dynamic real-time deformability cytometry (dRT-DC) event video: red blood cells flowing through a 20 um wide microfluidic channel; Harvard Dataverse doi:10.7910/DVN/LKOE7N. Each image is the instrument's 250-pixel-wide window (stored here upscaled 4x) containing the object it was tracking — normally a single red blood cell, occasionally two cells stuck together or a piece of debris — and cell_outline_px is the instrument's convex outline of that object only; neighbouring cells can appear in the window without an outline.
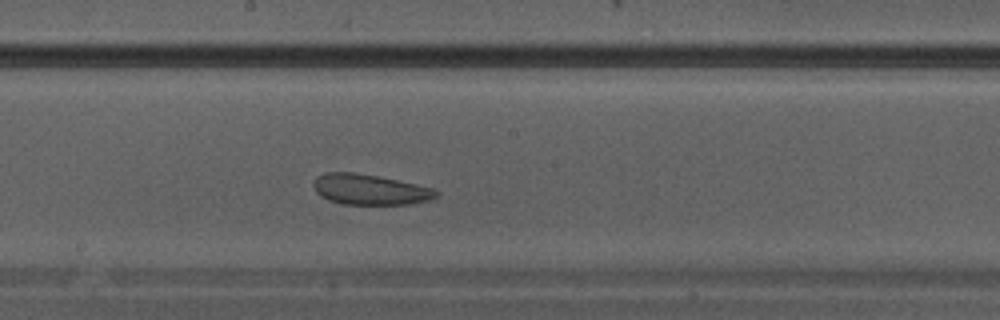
{"species": "Egyptian fruit bat (a non-hibernating species)", "species_latin": "Rousettus aegyptiacus", "temperature_condition": "warm", "stored_images_in_passage": 14, "camera_frame_rate_fps": 3000, "um_per_image_px": 0.085, "animal": {"sex": "male"}, "frame": {"image": 1, "passage_image": 12, "time_ms": 3.667, "image_size_px": [1000, 320], "cell_outline_px": [[440, 192], [436, 196], [428, 200], [412, 204], [344, 204], [328, 200], [320, 196], [316, 192], [312, 184], [316, 176], [324, 172], [352, 172], [376, 176], [436, 188]], "centroid_in_image_um": [31.42, 16.11], "position_along_channel_um": 216.8, "area_um2": 21.85}}
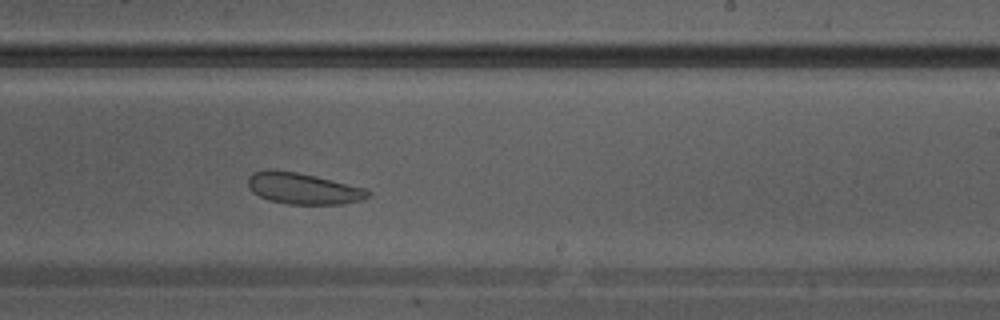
{"frame": {"image": 2, "passage_image": 14, "time_ms": 4.333, "image_size_px": [1000, 320], "cell_outline_px": [[372, 192], [368, 196], [360, 200], [344, 204], [288, 204], [268, 200], [252, 192], [248, 188], [248, 176], [252, 172], [268, 168], [272, 168], [296, 172], [368, 188]], "centroid_in_image_um": [25.74, 16.01], "position_along_channel_um": 263.3, "area_um2": 22.14}}